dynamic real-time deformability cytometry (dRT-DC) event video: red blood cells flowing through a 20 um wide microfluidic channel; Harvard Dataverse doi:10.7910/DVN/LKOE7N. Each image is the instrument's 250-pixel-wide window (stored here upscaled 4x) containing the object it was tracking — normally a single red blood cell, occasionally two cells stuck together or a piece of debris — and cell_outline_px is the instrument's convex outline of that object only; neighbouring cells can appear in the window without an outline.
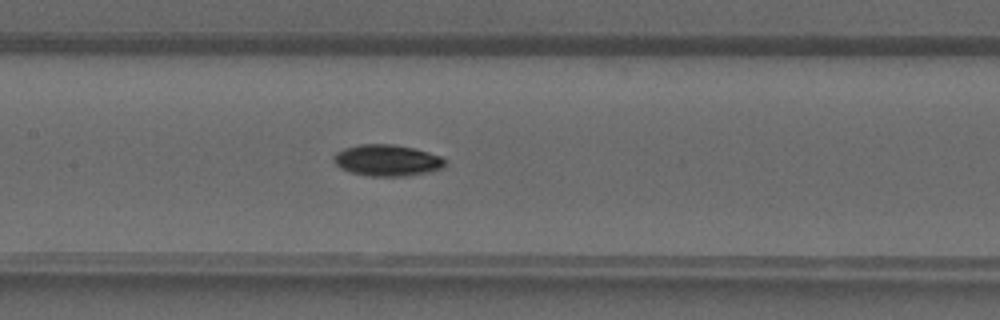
{"species": "common noctule bat (a hibernating species)", "species_latin": "Nyctalus noctula", "temperature_condition": "warm", "stored_images_in_passage": 38, "camera_frame_rate_fps": 3000, "um_per_image_px": 0.085, "animal": {"sex": "male", "forearm_length_mm": 52.5}, "frame": {"image": 1, "passage_image": 17, "time_ms": 5.333, "image_size_px": [1000, 320], "cell_outline_px": [[444, 168], [428, 172], [404, 176], [368, 176], [348, 172], [340, 168], [332, 160], [332, 156], [336, 152], [344, 148], [360, 144], [392, 144], [412, 148], [428, 152], [440, 156], [444, 160]], "centroid_in_image_um": [32.85, 13.63], "position_along_channel_um": 174.6, "area_um2": 20.4}}
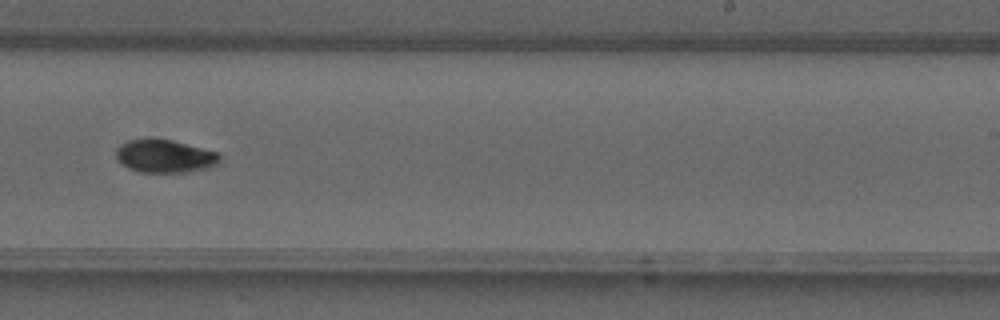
{"frame": {"image": 2, "passage_image": 23, "time_ms": 7.333, "image_size_px": [1000, 320], "cell_outline_px": [[220, 164], [208, 168], [188, 172], [140, 172], [128, 168], [120, 164], [116, 160], [116, 148], [120, 144], [128, 140], [172, 140], [216, 152], [220, 156]], "centroid_in_image_um": [13.99, 13.3], "position_along_channel_um": 275.0, "area_um2": 19.83}}
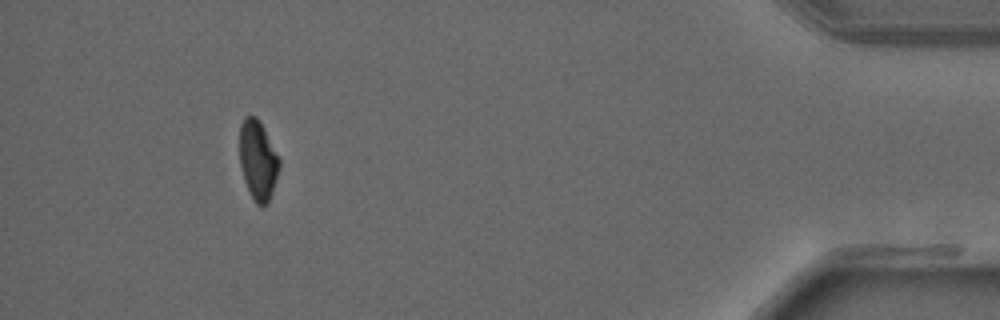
{"frame": {"image": 3, "passage_image": 35, "time_ms": 11.333, "image_size_px": [1000, 320], "cell_outline_px": [[280, 164], [272, 192], [268, 204], [256, 204], [244, 180], [240, 164], [240, 124], [244, 116], [256, 116], [280, 156]], "centroid_in_image_um": [21.93, 13.58], "position_along_channel_um": 413.3, "area_um2": 18.21}}